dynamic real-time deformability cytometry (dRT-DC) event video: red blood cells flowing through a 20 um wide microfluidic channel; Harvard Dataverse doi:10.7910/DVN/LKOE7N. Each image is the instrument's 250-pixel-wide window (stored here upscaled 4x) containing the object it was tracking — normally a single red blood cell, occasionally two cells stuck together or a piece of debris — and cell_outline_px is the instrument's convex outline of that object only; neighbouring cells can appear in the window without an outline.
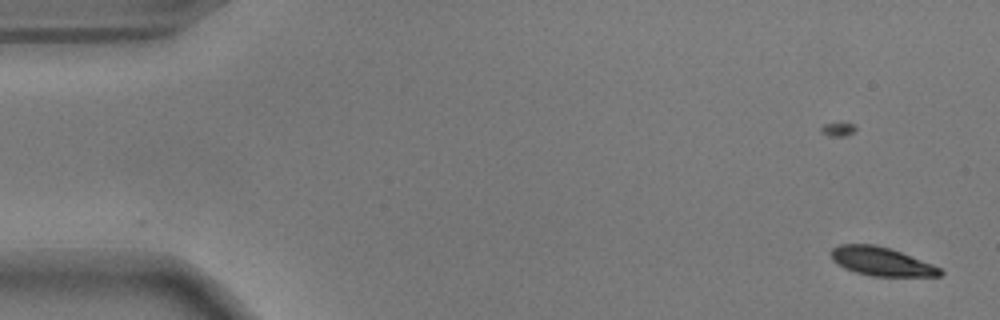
{"species": "common noctule bat (a hibernating species)", "species_latin": "Nyctalus noctula", "temperature_condition": "warm", "stored_images_in_passage": 54, "camera_frame_rate_fps": 3000, "um_per_image_px": 0.085, "animal": {"sex": "male", "body_mass_g": 17.9}, "frame": {"image": 1, "passage_image": 1, "time_ms": 0.0, "image_size_px": [1000, 320], "cell_outline_px": [[944, 272], [940, 276], [872, 276], [856, 272], [844, 268], [832, 260], [832, 248], [840, 244], [876, 244], [900, 252], [932, 264], [940, 268]], "centroid_in_image_um": [74.91, 22.22], "position_along_channel_um": 10.1, "area_um2": 17.98}}
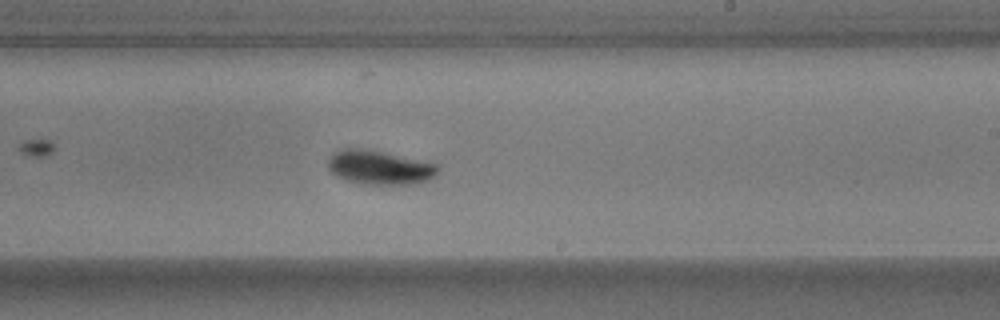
{"frame": {"image": 2, "passage_image": 32, "time_ms": 10.333, "image_size_px": [1000, 320], "cell_outline_px": [[440, 168], [428, 180], [416, 184], [364, 184], [348, 180], [336, 176], [328, 168], [328, 160], [332, 152], [340, 148], [360, 148], [380, 152], [436, 164]], "centroid_in_image_um": [32.2, 14.23], "position_along_channel_um": 256.8, "area_um2": 21.44}}
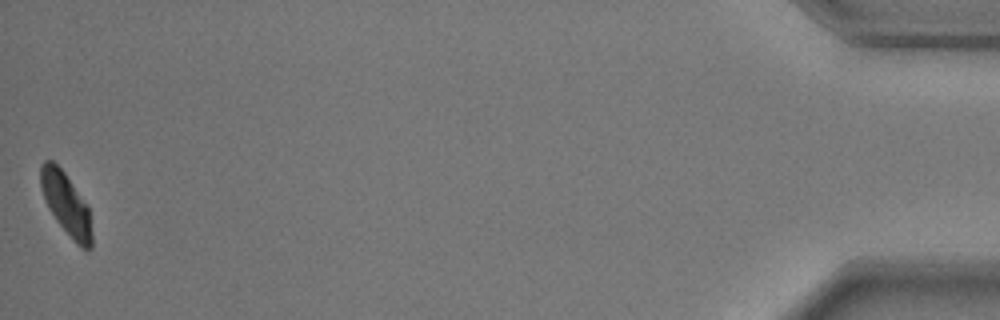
{"frame": {"image": 3, "passage_image": 54, "time_ms": 17.667, "image_size_px": [1000, 320], "cell_outline_px": [[92, 248], [80, 248], [72, 240], [56, 220], [48, 208], [40, 184], [40, 164], [44, 160], [52, 160], [64, 172], [88, 204], [92, 232]], "centroid_in_image_um": [5.63, 17.34], "position_along_channel_um": 429.6, "area_um2": 18.67}, "authors_computed_cell_mechanics": {"area_um2": 19.9121, "velocity_mm_per_s": 3.6585, "shape_relaxation_time_tau1_ms": 2.0714, "shape_relaxation_time_tau2_ms": 3.2189, "deformation_change_tau1": 0.1463, "deformation_change_tau2": 0.0528}}